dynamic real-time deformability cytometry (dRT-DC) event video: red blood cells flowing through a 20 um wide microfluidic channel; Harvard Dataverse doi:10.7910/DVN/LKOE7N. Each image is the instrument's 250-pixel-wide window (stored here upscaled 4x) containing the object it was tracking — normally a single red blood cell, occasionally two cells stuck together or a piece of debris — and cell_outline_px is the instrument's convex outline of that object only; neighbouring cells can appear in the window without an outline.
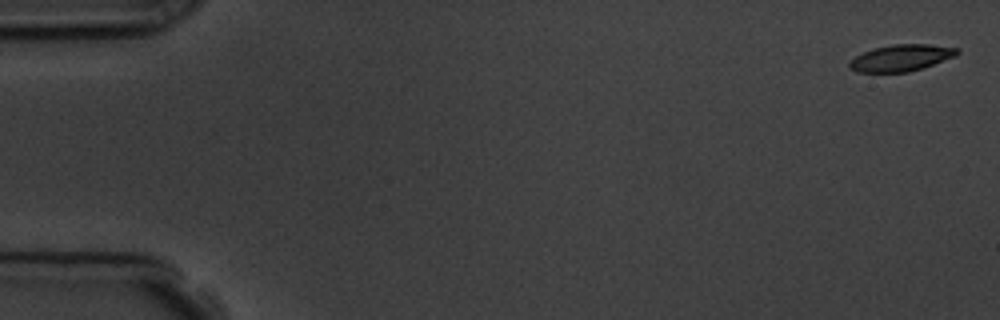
{"species": "common noctule bat (a hibernating species)", "species_latin": "Nyctalus noctula", "temperature_condition": "room temperature", "stored_images_in_passage": 3, "camera_frame_rate_fps": 3000, "um_per_image_px": 0.085, "animal": {"sex": "male", "body_mass_g": 19.5, "forearm_length_mm": 54.6}, "frame": {"image": 1, "passage_image": 1, "time_ms": 0.0, "image_size_px": [1000, 320], "cell_outline_px": [[960, 52], [956, 56], [924, 68], [908, 72], [856, 72], [848, 68], [848, 64], [856, 56], [864, 52], [876, 48], [892, 44], [928, 44], [956, 48]], "centroid_in_image_um": [76.61, 4.93], "position_along_channel_um": 8.4, "area_um2": 16.65}}